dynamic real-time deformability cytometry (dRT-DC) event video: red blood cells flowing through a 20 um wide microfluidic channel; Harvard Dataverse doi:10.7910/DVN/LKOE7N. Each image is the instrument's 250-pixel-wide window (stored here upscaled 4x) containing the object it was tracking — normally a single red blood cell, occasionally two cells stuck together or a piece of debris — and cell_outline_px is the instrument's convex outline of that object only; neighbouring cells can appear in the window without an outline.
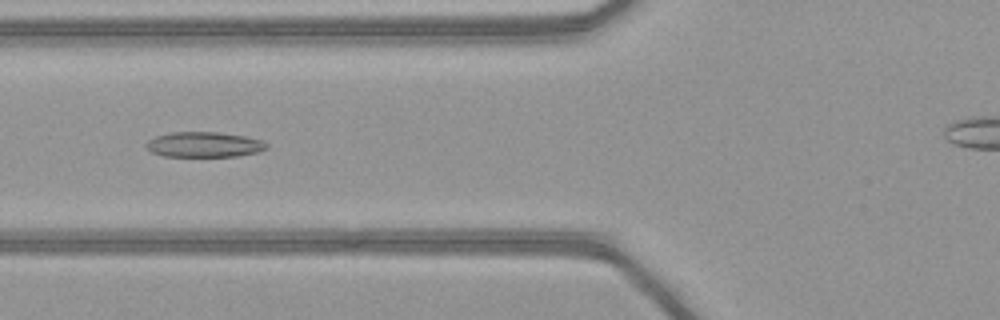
{"species": "common noctule bat (a hibernating species)", "species_latin": "Nyctalus noctula", "temperature_condition": "warm", "stored_images_in_passage": 47, "camera_frame_rate_fps": 3000, "um_per_image_px": 0.085, "animal": {"sex": "female", "body_mass_g": 21.9}, "frame": {"image": 1, "passage_image": 21, "time_ms": 6.667, "image_size_px": [1000, 320], "cell_outline_px": [[268, 148], [256, 152], [236, 156], [164, 156], [152, 152], [144, 148], [144, 144], [148, 140], [156, 136], [172, 132], [220, 132], [244, 136], [260, 140], [268, 144]], "centroid_in_image_um": [17.3, 12.28], "position_along_channel_um": 108.5, "area_um2": 17.69}}
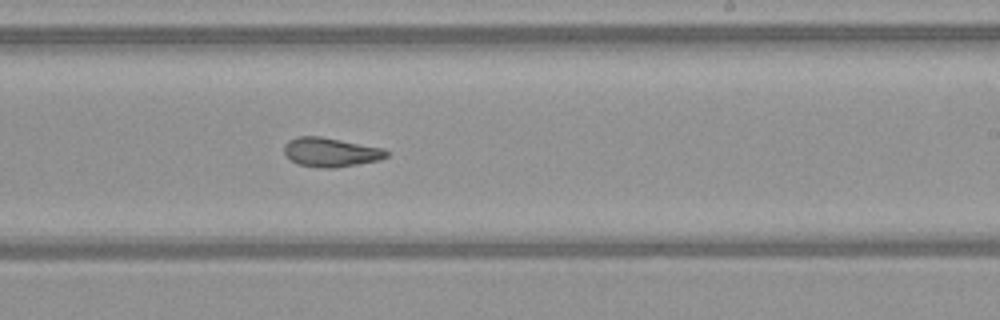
{"frame": {"image": 2, "passage_image": 32, "time_ms": 10.333, "image_size_px": [1000, 320], "cell_outline_px": [[388, 156], [380, 160], [336, 168], [316, 168], [300, 164], [292, 160], [284, 152], [284, 144], [288, 140], [296, 136], [320, 136], [384, 148], [388, 152]], "centroid_in_image_um": [28.12, 12.93], "position_along_channel_um": 260.9, "area_um2": 17.46}}
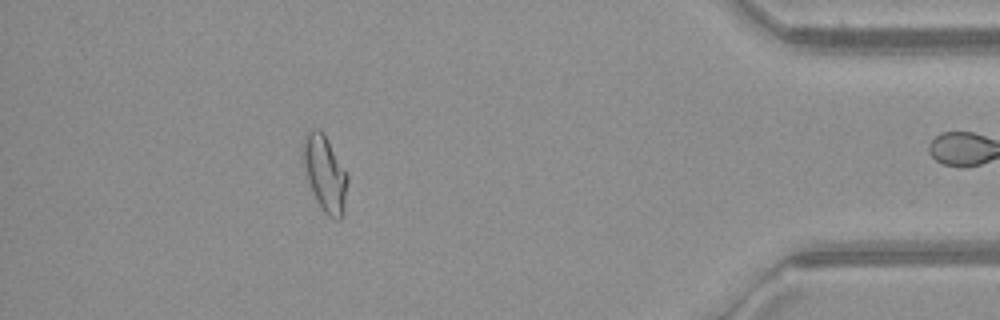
{"frame": {"image": 3, "passage_image": 46, "time_ms": 15.0, "image_size_px": [1000, 320], "cell_outline_px": [[348, 180], [344, 216], [340, 220], [336, 220], [328, 216], [320, 208], [316, 200], [308, 180], [304, 168], [304, 132], [312, 128], [320, 128], [324, 132], [348, 176]], "centroid_in_image_um": [27.64, 14.76], "position_along_channel_um": 407.6, "area_um2": 19.77}}